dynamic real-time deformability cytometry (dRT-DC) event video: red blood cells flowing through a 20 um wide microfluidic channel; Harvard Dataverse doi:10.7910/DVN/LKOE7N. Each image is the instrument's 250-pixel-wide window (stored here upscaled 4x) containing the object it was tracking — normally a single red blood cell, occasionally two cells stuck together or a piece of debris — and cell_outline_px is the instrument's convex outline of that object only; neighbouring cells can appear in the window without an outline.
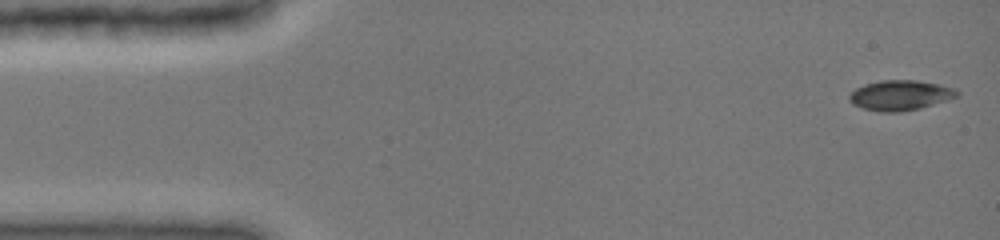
{"species": "common noctule bat (a hibernating species)", "species_latin": "Nyctalus noctula", "temperature_condition": "cold", "stored_images_in_passage": 47, "camera_frame_rate_fps": 3000, "um_per_image_px": 0.085, "animal": {"sex": "female", "body_mass_g": 19.0, "forearm_length_mm": 51.5}, "frame": {"image": 1, "passage_image": 1, "time_ms": 0.0, "image_size_px": [1000, 240], "cell_outline_px": [[960, 92], [956, 96], [920, 108], [900, 112], [880, 112], [864, 108], [852, 104], [848, 100], [848, 96], [856, 88], [864, 84], [880, 80], [916, 80], [940, 84], [956, 88]], "centroid_in_image_um": [76.49, 8.09], "position_along_channel_um": 8.5, "area_um2": 18.84}}
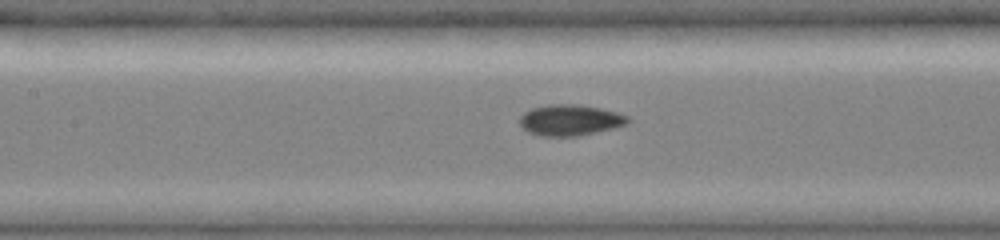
{"frame": {"image": 2, "passage_image": 21, "time_ms": 6.667, "image_size_px": [1000, 240], "cell_outline_px": [[632, 120], [628, 124], [612, 128], [576, 136], [540, 136], [528, 132], [520, 124], [520, 116], [524, 112], [532, 108], [548, 104], [576, 104], [600, 108], [616, 112], [628, 116]], "centroid_in_image_um": [48.46, 10.2], "position_along_channel_um": 158.9, "area_um2": 19.48}}
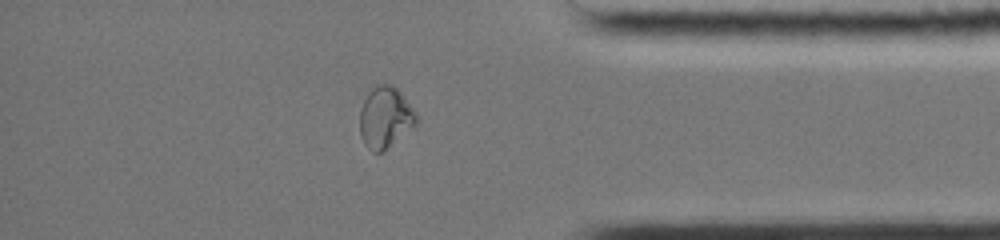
{"frame": {"image": 3, "passage_image": 40, "time_ms": 13.0, "image_size_px": [1000, 240], "cell_outline_px": [[416, 124], [384, 152], [372, 152], [364, 144], [360, 136], [360, 108], [368, 92], [372, 88], [380, 84], [392, 84], [400, 92], [416, 112]], "centroid_in_image_um": [32.72, 10.0], "position_along_channel_um": 402.5, "area_um2": 20.17}, "authors_computed_cell_mechanics": {"area_um2": 19.0162, "velocity_mm_per_s": 3.9934, "shape_relaxation_time_tau1_ms": null, "shape_relaxation_time_tau2_ms": 1.7912, "deformation_change_tau1": null, "deformation_change_tau2": 0.0298}}